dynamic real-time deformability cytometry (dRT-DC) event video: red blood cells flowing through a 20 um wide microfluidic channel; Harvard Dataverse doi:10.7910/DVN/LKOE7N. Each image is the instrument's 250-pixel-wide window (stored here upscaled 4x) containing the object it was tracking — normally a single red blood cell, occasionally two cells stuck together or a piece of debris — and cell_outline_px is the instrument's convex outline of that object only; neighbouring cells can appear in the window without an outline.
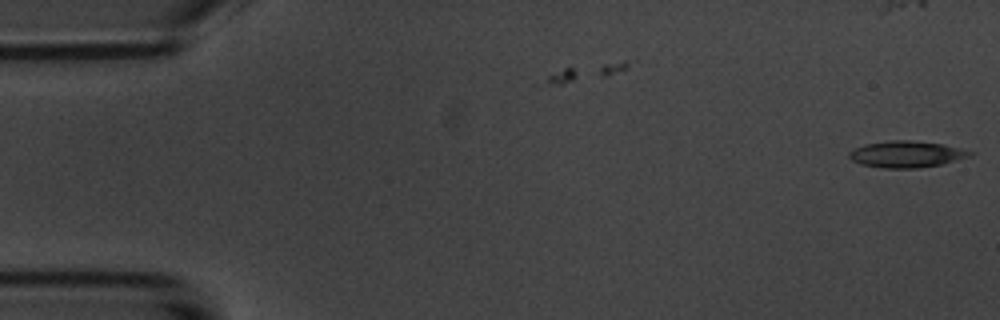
{"species": "common noctule bat (a hibernating species)", "species_latin": "Nyctalus noctula", "temperature_condition": "room temperature", "stored_images_in_passage": 2, "camera_frame_rate_fps": 3000, "um_per_image_px": 0.085, "animal": {"sex": "male", "body_mass_g": 20.1, "forearm_length_mm": 53.5}, "frame": {"image": 1, "passage_image": 2, "time_ms": 1.333, "image_size_px": [1000, 320], "cell_outline_px": [[976, 152], [972, 156], [940, 164], [920, 168], [880, 168], [860, 164], [852, 160], [848, 156], [848, 152], [864, 144], [888, 140], [912, 140], [944, 144]], "centroid_in_image_um": [77.05, 13.1], "position_along_channel_um": 7.9, "area_um2": 18.84}}